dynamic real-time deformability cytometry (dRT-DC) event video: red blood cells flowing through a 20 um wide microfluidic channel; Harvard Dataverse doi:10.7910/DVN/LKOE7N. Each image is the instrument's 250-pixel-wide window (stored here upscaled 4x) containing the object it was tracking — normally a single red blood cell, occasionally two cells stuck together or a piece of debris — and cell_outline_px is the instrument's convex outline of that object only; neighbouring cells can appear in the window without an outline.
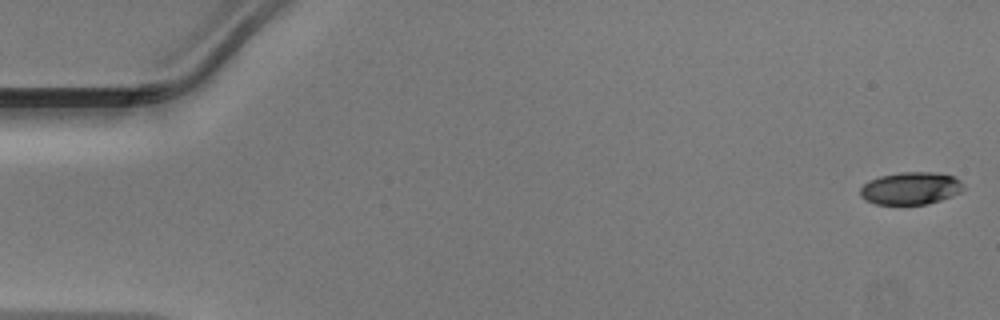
{"species": "Egyptian fruit bat (a non-hibernating species)", "species_latin": "Rousettus aegyptiacus", "temperature_condition": "warm", "stored_images_in_passage": 48, "camera_frame_rate_fps": 3000, "um_per_image_px": 0.085, "animal": {"sex": "male"}, "frame": {"image": 1, "passage_image": 1, "time_ms": 0.0, "image_size_px": [1000, 320], "cell_outline_px": [[964, 188], [960, 192], [940, 200], [928, 204], [876, 204], [864, 200], [860, 196], [860, 188], [868, 180], [880, 176], [900, 172], [932, 172], [952, 176], [960, 180]], "centroid_in_image_um": [77.37, 16.0], "position_along_channel_um": 7.6, "area_um2": 19.48}}
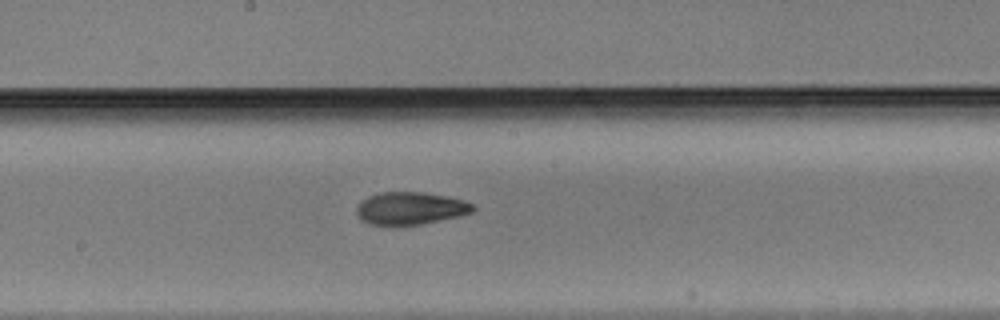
{"frame": {"image": 2, "passage_image": 26, "time_ms": 8.333, "image_size_px": [1000, 320], "cell_outline_px": [[476, 208], [472, 212], [460, 216], [420, 224], [368, 224], [360, 220], [356, 212], [356, 208], [360, 200], [368, 196], [380, 192], [424, 192], [448, 196], [464, 200], [472, 204]], "centroid_in_image_um": [34.87, 17.69], "position_along_channel_um": 213.3, "area_um2": 22.08}}
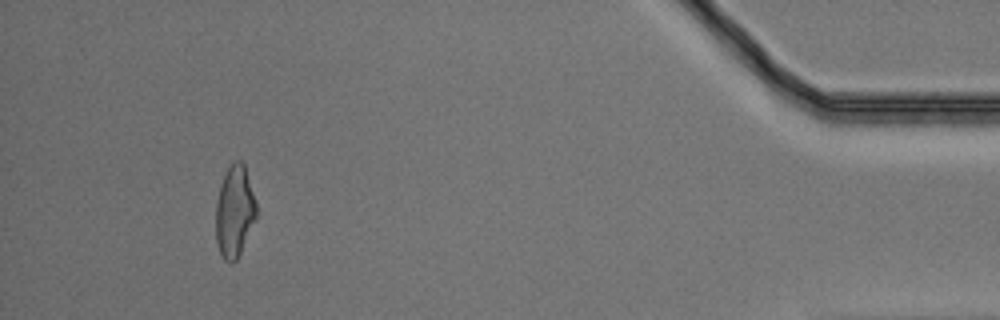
{"frame": {"image": 3, "passage_image": 45, "time_ms": 14.667, "image_size_px": [1000, 320], "cell_outline_px": [[256, 220], [236, 260], [232, 264], [224, 260], [220, 252], [216, 240], [216, 204], [220, 184], [228, 168], [236, 160], [240, 160], [244, 164], [256, 204]], "centroid_in_image_um": [19.93, 18.0], "position_along_channel_um": 415.3, "area_um2": 21.39}}